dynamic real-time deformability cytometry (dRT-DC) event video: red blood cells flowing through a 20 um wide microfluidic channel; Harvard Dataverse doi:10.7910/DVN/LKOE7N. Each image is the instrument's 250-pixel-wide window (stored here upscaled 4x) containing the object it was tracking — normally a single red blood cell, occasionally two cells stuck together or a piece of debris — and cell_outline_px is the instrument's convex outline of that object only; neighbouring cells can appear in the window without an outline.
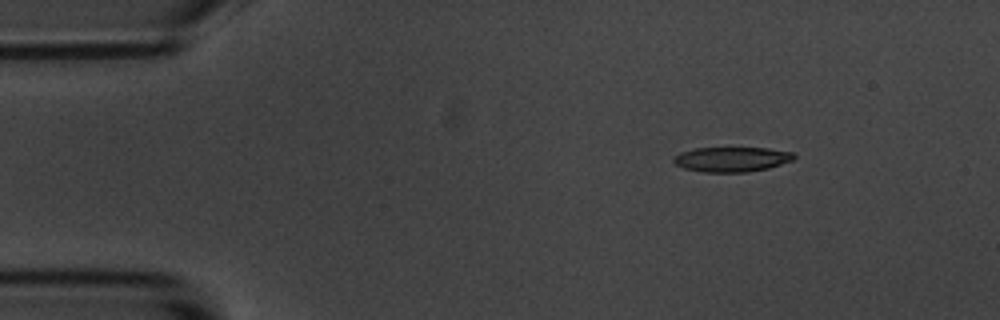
{"species": "common noctule bat (a hibernating species)", "species_latin": "Nyctalus noctula", "temperature_condition": "room temperature", "stored_images_in_passage": 3, "camera_frame_rate_fps": 3000, "um_per_image_px": 0.085, "animal": {"sex": "male", "body_mass_g": 20.1, "forearm_length_mm": 53.5}, "frame": {"image": 1, "passage_image": 1, "time_ms": 0.0, "image_size_px": [1000, 320], "cell_outline_px": [[796, 156], [792, 160], [768, 168], [748, 172], [704, 172], [684, 168], [676, 164], [672, 160], [672, 156], [680, 152], [696, 148], [768, 148], [792, 152]], "centroid_in_image_um": [62.16, 13.54], "position_along_channel_um": 22.8, "area_um2": 17.4}}
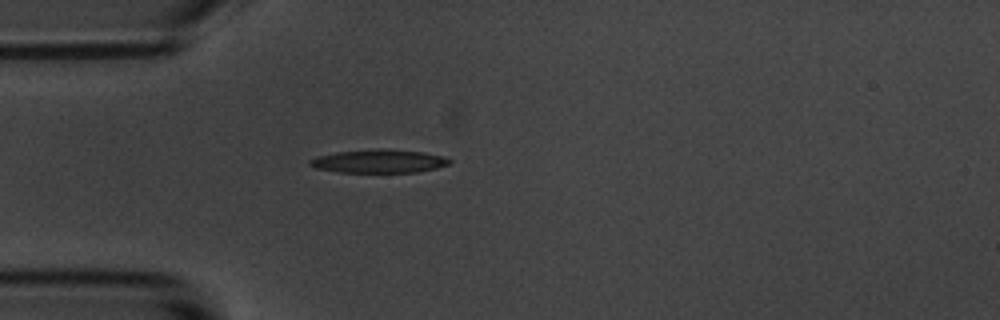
{"frame": {"image": 2, "passage_image": 3, "time_ms": 2.667, "image_size_px": [1000, 320], "cell_outline_px": [[452, 160], [448, 164], [436, 168], [416, 172], [340, 172], [316, 168], [308, 164], [308, 160], [316, 156], [336, 152], [376, 148], [424, 152], [444, 156]], "centroid_in_image_um": [32.19, 13.69], "position_along_channel_um": 52.8, "area_um2": 19.02}}